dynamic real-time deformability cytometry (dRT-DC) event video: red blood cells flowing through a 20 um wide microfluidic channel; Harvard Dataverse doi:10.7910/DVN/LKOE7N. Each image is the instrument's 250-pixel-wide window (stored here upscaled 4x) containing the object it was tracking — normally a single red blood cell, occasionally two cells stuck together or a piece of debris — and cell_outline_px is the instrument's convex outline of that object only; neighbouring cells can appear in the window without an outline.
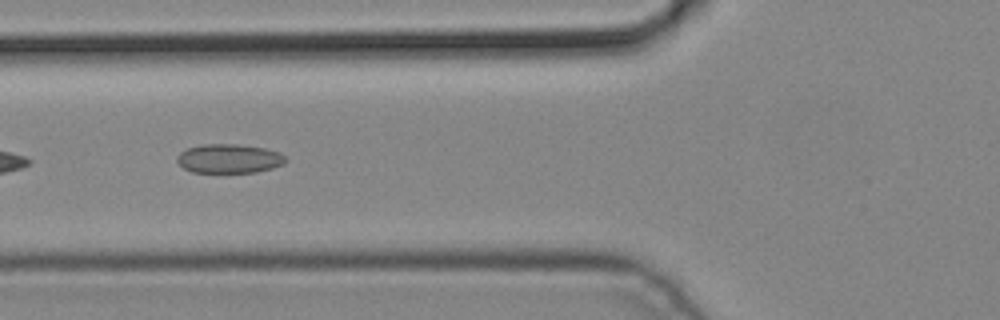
{"species": "common noctule bat (a hibernating species)", "species_latin": "Nyctalus noctula", "temperature_condition": "cold", "stored_images_in_passage": 5, "camera_frame_rate_fps": 3000, "um_per_image_px": 0.085, "animal": {"sex": "male", "body_mass_g": 19.2, "forearm_length_mm": 51.8}, "frame": {"image": 1, "passage_image": 4, "time_ms": 1.0, "image_size_px": [1000, 320], "cell_outline_px": [[288, 160], [284, 164], [272, 168], [256, 172], [192, 172], [184, 168], [176, 160], [176, 156], [180, 152], [188, 148], [200, 144], [236, 144], [264, 148], [280, 152]], "centroid_in_image_um": [19.48, 13.47], "position_along_channel_um": 106.3, "area_um2": 18.44}}
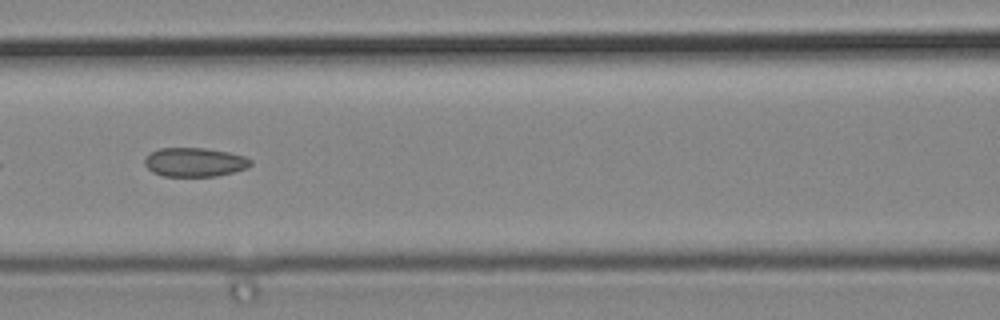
{"frame": {"image": 2, "passage_image": 5, "time_ms": 1.333, "image_size_px": [1000, 320], "cell_outline_px": [[252, 164], [244, 168], [232, 172], [216, 176], [164, 176], [152, 172], [144, 164], [144, 160], [152, 152], [160, 148], [204, 148], [228, 152], [244, 156], [252, 160]], "centroid_in_image_um": [16.54, 13.78], "position_along_channel_um": 150.1, "area_um2": 17.69}}